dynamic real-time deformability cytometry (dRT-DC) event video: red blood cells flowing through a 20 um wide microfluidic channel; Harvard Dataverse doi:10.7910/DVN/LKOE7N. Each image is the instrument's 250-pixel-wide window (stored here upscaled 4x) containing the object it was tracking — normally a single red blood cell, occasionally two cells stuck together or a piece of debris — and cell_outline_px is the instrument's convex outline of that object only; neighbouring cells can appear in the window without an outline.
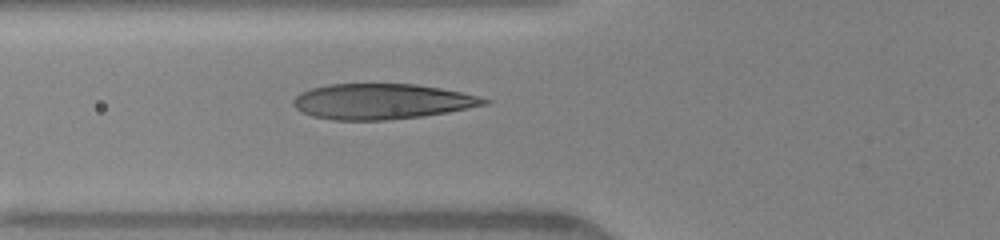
{"species": "human", "species_latin": "Homo sapiens", "temperature_condition": "warm", "stored_images_in_passage": 6, "camera_frame_rate_fps": 3000, "um_per_image_px": 0.085, "donor": {"sex": "female"}, "frame": {"image": 1, "passage_image": 3, "time_ms": 0.667, "image_size_px": [1000, 240], "cell_outline_px": [[492, 100], [488, 104], [448, 112], [424, 116], [384, 120], [332, 120], [312, 116], [296, 108], [292, 104], [292, 100], [300, 92], [312, 88], [328, 84], [416, 84], [440, 88], [480, 96]], "centroid_in_image_um": [32.46, 8.62], "position_along_channel_um": 93.3, "area_um2": 39.48}}
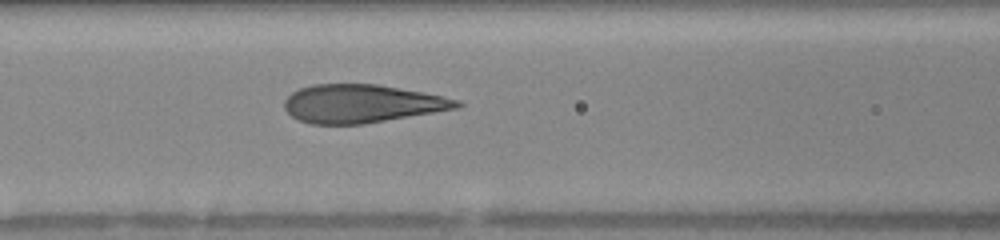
{"frame": {"image": 2, "passage_image": 6, "time_ms": 1.667, "image_size_px": [1000, 240], "cell_outline_px": [[464, 104], [460, 108], [364, 124], [312, 124], [300, 120], [292, 116], [284, 108], [284, 100], [292, 92], [300, 88], [312, 84], [376, 84], [420, 92], [460, 100]], "centroid_in_image_um": [30.75, 8.81], "position_along_channel_um": 135.9, "area_um2": 38.26}}